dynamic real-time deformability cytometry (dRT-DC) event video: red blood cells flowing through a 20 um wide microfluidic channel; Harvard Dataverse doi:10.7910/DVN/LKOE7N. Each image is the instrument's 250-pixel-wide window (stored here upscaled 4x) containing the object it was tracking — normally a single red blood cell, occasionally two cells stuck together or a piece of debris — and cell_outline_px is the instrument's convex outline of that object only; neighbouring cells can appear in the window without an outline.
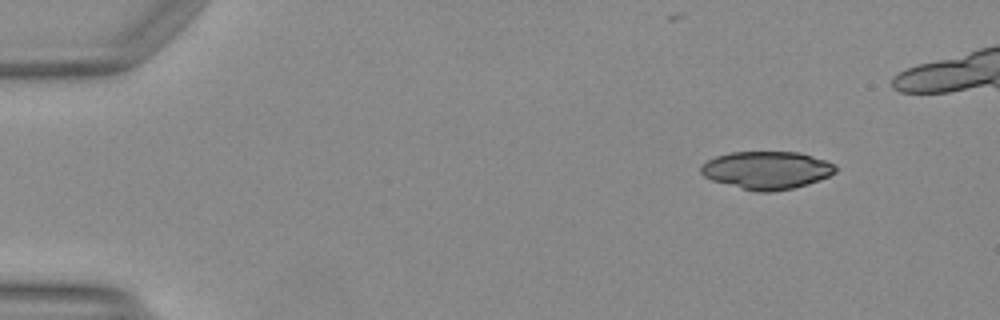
{"species": "Egyptian fruit bat (a non-hibernating species)", "species_latin": "Rousettus aegyptiacus", "temperature_condition": "warm", "stored_images_in_passage": 41, "camera_frame_rate_fps": 3000, "um_per_image_px": 0.085, "animal": {"sex": "female"}, "frame": {"image": 1, "passage_image": 1, "time_ms": 0.0, "image_size_px": [1000, 320], "cell_outline_px": [[836, 172], [820, 180], [808, 184], [792, 188], [772, 192], [756, 192], [712, 180], [704, 176], [700, 172], [700, 164], [716, 156], [728, 152], [800, 152], [836, 164]], "centroid_in_image_um": [65.16, 14.46], "position_along_channel_um": 19.8, "area_um2": 29.71}}